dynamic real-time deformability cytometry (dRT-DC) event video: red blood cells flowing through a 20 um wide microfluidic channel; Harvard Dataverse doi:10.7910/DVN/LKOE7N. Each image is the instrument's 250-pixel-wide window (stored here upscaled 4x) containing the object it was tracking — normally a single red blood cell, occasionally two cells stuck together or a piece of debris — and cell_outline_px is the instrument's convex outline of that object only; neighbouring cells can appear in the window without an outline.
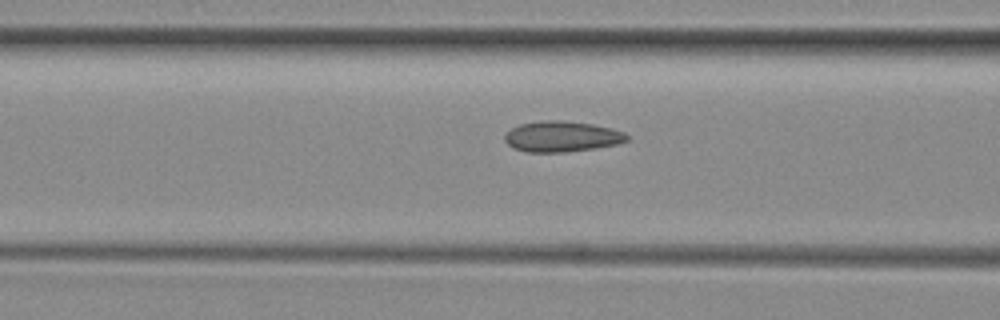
{"species": "common noctule bat (a hibernating species)", "species_latin": "Nyctalus noctula", "temperature_condition": "room temperature", "stored_images_in_passage": 38, "camera_frame_rate_fps": 3000, "um_per_image_px": 0.085, "animal": {"sex": "female", "body_mass_g": 29.2, "forearm_length_mm": 56.3}, "frame": {"image": 1, "passage_image": 20, "time_ms": 6.333, "image_size_px": [1000, 320], "cell_outline_px": [[628, 140], [616, 144], [596, 148], [564, 152], [524, 152], [512, 148], [504, 140], [504, 136], [512, 128], [520, 124], [544, 120], [560, 120], [592, 124], [612, 128], [624, 132], [628, 136]], "centroid_in_image_um": [47.74, 11.61], "position_along_channel_um": 118.9, "area_um2": 21.85}}
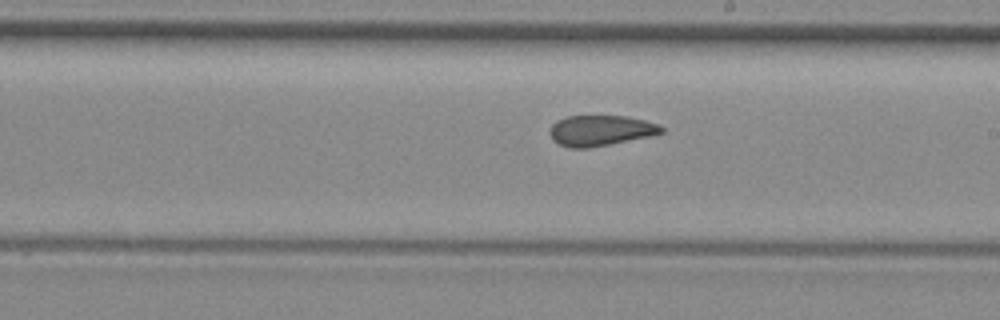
{"frame": {"image": 2, "passage_image": 29, "time_ms": 9.333, "image_size_px": [1000, 320], "cell_outline_px": [[664, 132], [652, 136], [588, 148], [568, 148], [556, 144], [552, 140], [548, 132], [552, 124], [556, 120], [568, 116], [628, 116], [660, 124], [664, 128]], "centroid_in_image_um": [51.03, 11.1], "position_along_channel_um": 238.0, "area_um2": 20.23}}
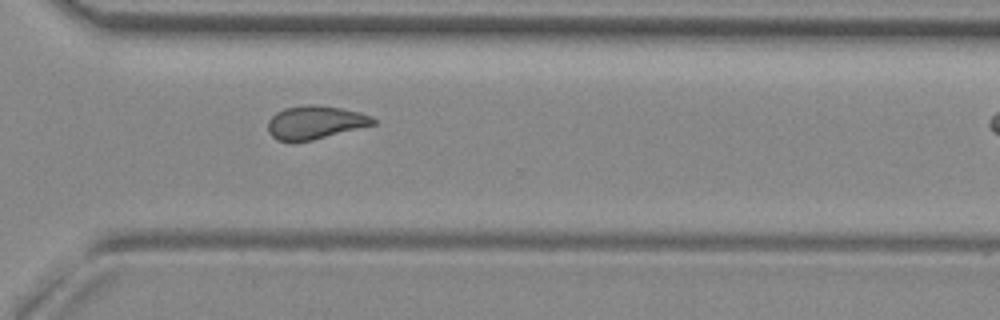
{"frame": {"image": 3, "passage_image": 37, "time_ms": 12.0, "image_size_px": [1000, 320], "cell_outline_px": [[376, 124], [312, 140], [276, 140], [268, 132], [268, 120], [276, 112], [284, 108], [308, 104], [312, 104], [340, 108], [360, 112], [372, 116], [376, 120]], "centroid_in_image_um": [26.79, 10.39], "position_along_channel_um": 343.8, "area_um2": 20.23}}